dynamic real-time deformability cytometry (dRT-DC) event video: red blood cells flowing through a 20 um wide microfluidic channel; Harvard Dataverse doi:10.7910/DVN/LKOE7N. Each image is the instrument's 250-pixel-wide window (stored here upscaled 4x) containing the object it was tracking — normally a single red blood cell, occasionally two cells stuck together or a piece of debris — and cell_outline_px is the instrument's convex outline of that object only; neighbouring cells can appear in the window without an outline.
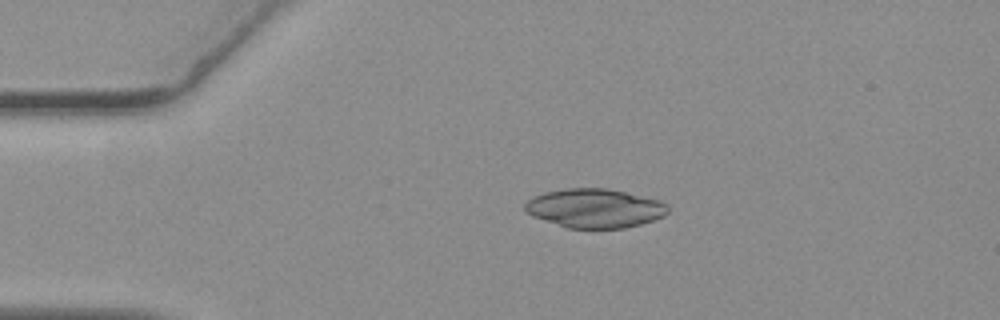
{"species": "common noctule bat (a hibernating species)", "species_latin": "Nyctalus noctula", "temperature_condition": "warm", "stored_images_in_passage": 45, "camera_frame_rate_fps": 3000, "um_per_image_px": 0.085, "animal": {"sex": "female", "body_mass_g": 19.3, "forearm_length_mm": 54.1}, "frame": {"image": 1, "passage_image": 1, "time_ms": 0.0, "image_size_px": [1000, 320], "cell_outline_px": [[668, 212], [664, 216], [640, 224], [624, 228], [568, 228], [532, 216], [524, 208], [524, 204], [528, 200], [544, 192], [564, 188], [608, 188], [660, 200], [668, 204]], "centroid_in_image_um": [50.57, 17.69], "position_along_channel_um": 34.4, "area_um2": 32.43}}